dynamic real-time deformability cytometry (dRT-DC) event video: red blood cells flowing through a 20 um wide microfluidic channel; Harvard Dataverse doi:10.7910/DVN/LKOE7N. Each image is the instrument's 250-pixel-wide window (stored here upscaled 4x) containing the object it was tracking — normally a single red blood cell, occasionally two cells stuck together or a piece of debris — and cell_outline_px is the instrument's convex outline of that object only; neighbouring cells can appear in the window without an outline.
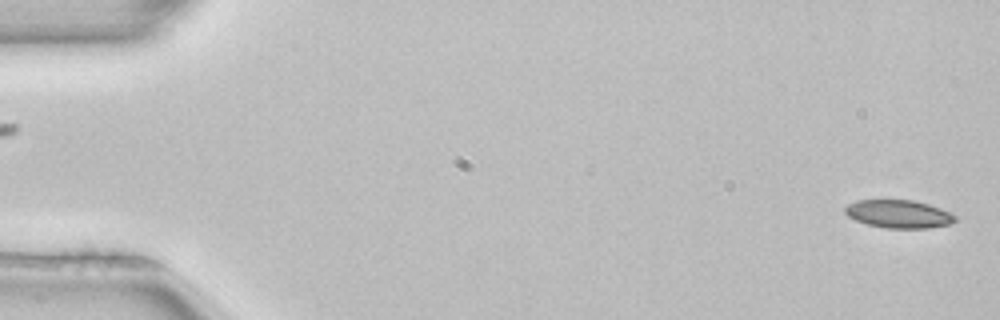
{"species": "common noctule bat (a hibernating species)", "species_latin": "Nyctalus noctula", "temperature_condition": "room temperature", "stored_images_in_passage": 12, "camera_frame_rate_fps": 3000, "um_per_image_px": 0.085, "animal": {"sex": "female", "body_mass_g": 22.7, "forearm_length_mm": 54.2}, "frame": {"image": 1, "passage_image": 1, "time_ms": 0.0, "image_size_px": [1000, 320], "cell_outline_px": [[956, 220], [952, 224], [928, 228], [884, 228], [868, 224], [856, 220], [848, 216], [844, 212], [844, 208], [848, 204], [856, 200], [912, 200], [928, 204], [940, 208], [956, 216]], "centroid_in_image_um": [76.38, 18.19], "position_along_channel_um": 8.6, "area_um2": 17.98}}